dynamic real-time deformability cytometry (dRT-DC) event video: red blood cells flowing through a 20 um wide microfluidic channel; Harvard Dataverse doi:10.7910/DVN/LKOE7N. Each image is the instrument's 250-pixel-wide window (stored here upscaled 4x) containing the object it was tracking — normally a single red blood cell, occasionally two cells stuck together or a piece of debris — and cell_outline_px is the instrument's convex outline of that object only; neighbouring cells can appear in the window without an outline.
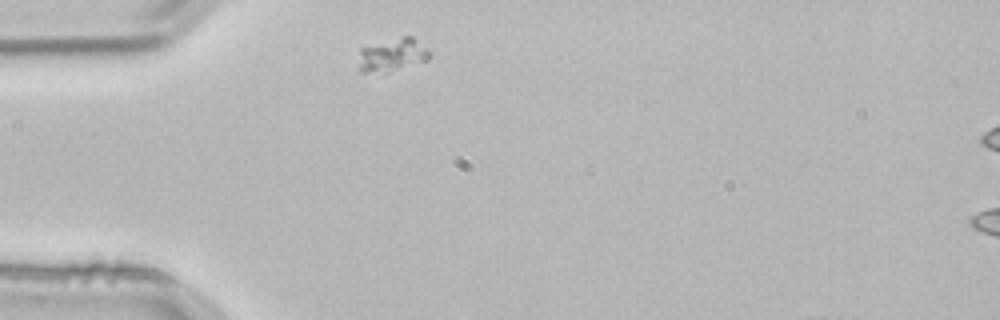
{"species": "common noctule bat (a hibernating species)", "species_latin": "Nyctalus noctula", "temperature_condition": "room temperature", "stored_images_in_passage": 2, "segment_of_instrument_passage": [1, 2], "camera_frame_rate_fps": 3000, "um_per_image_px": 0.085, "animal": {"sex": "male", "body_mass_g": 21.5, "forearm_length_mm": 52.0}, "frame": {"image": 1, "passage_image": 1, "time_ms": 0.0, "image_size_px": [1000, 320], "cell_outline_px": [[432, 52], [428, 60], [388, 72], [360, 72], [356, 68], [360, 48], [404, 36], [412, 36], [428, 48]], "centroid_in_image_um": [33.34, 4.68], "position_along_channel_um": 51.7, "area_um2": 13.87}}